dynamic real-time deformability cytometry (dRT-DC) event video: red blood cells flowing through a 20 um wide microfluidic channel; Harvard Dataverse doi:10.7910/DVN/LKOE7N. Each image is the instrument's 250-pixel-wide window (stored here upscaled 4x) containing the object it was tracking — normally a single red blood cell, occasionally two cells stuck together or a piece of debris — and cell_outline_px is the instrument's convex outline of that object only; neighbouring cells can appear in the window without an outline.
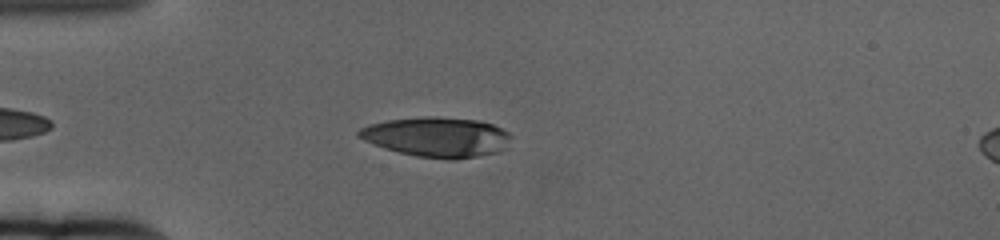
{"species": "human", "species_latin": "Homo sapiens", "temperature_condition": "cold", "stored_images_in_passage": 47, "camera_frame_rate_fps": 3000, "um_per_image_px": 0.085, "donor": {"sex": "female"}, "frame": {"image": 1, "passage_image": 7, "time_ms": 2.0, "image_size_px": [1000, 240], "cell_outline_px": [[512, 136], [504, 148], [500, 152], [456, 160], [448, 160], [416, 156], [384, 148], [372, 144], [356, 136], [356, 132], [360, 128], [368, 124], [388, 120], [424, 116], [436, 116], [480, 120], [492, 124], [508, 132]], "centroid_in_image_um": [37.13, 11.64], "position_along_channel_um": 47.9, "area_um2": 35.72}}
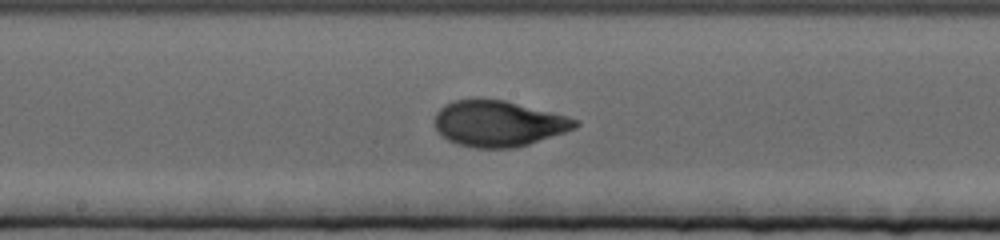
{"frame": {"image": 2, "passage_image": 23, "time_ms": 7.333, "image_size_px": [1000, 240], "cell_outline_px": [[580, 124], [576, 128], [516, 148], [476, 148], [456, 144], [448, 140], [432, 124], [436, 112], [444, 104], [452, 100], [504, 100], [552, 112], [580, 120]], "centroid_in_image_um": [42.35, 10.51], "position_along_channel_um": 205.9, "area_um2": 37.45}}
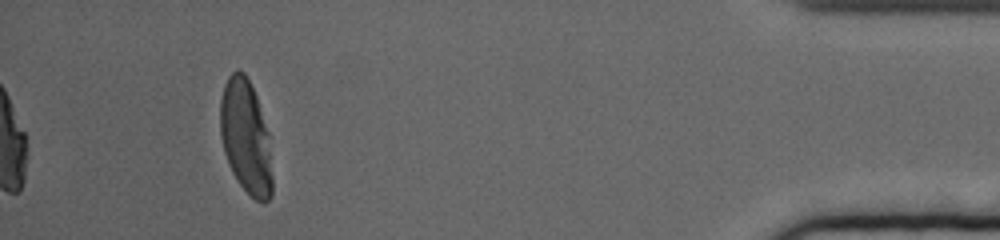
{"frame": {"image": 3, "passage_image": 47, "time_ms": 15.333, "image_size_px": [1000, 240], "cell_outline_px": [[272, 196], [264, 204], [256, 200], [236, 180], [228, 164], [224, 152], [220, 132], [220, 100], [224, 84], [228, 76], [236, 68], [244, 72], [256, 96], [268, 132], [272, 176]], "centroid_in_image_um": [20.88, 11.64], "position_along_channel_um": 414.3, "area_um2": 34.51}, "authors_computed_cell_mechanics": {"area_um2": 36.3562, "velocity_mm_per_s": 3.3261, "shape_relaxation_time_tau1_ms": 3.9254, "shape_relaxation_time_tau2_ms": null, "deformation_change_tau1": 0.2276, "deformation_change_tau2": null}}